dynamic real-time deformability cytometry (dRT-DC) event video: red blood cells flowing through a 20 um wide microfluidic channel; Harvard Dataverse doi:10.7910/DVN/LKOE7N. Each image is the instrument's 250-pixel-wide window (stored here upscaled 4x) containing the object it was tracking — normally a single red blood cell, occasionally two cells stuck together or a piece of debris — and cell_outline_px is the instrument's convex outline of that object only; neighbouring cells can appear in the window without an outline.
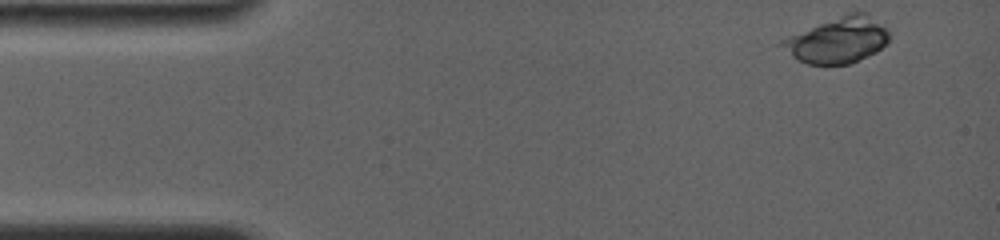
{"species": "common noctule bat (a hibernating species)", "species_latin": "Nyctalus noctula", "temperature_condition": "room temperature", "stored_images_in_passage": 25, "camera_frame_rate_fps": 4000, "um_per_image_px": 0.085, "animal": {"sex": "female", "body_mass_g": 19.0, "forearm_length_mm": 56.7}, "frame": {"image": 1, "passage_image": 1, "time_ms": 0.0, "image_size_px": [1000, 240], "cell_outline_px": [[888, 44], [876, 52], [848, 64], [808, 64], [792, 56], [772, 44], [784, 36], [848, 12], [868, 12], [888, 28]], "centroid_in_image_um": [71.14, 3.38], "position_along_channel_um": 13.9, "area_um2": 29.36}}
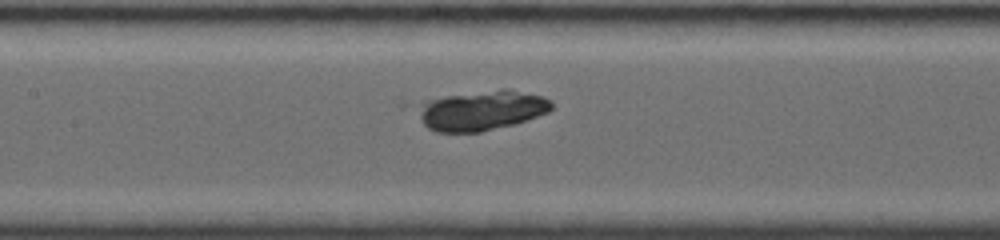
{"frame": {"image": 2, "passage_image": 25, "time_ms": 6.5, "image_size_px": [1000, 240], "cell_outline_px": [[552, 108], [548, 112], [528, 120], [516, 124], [480, 132], [436, 132], [428, 128], [420, 120], [416, 104], [424, 100], [448, 96], [500, 88], [508, 88], [540, 96], [552, 100]], "centroid_in_image_um": [40.92, 9.38], "position_along_channel_um": 166.5, "area_um2": 31.39}}